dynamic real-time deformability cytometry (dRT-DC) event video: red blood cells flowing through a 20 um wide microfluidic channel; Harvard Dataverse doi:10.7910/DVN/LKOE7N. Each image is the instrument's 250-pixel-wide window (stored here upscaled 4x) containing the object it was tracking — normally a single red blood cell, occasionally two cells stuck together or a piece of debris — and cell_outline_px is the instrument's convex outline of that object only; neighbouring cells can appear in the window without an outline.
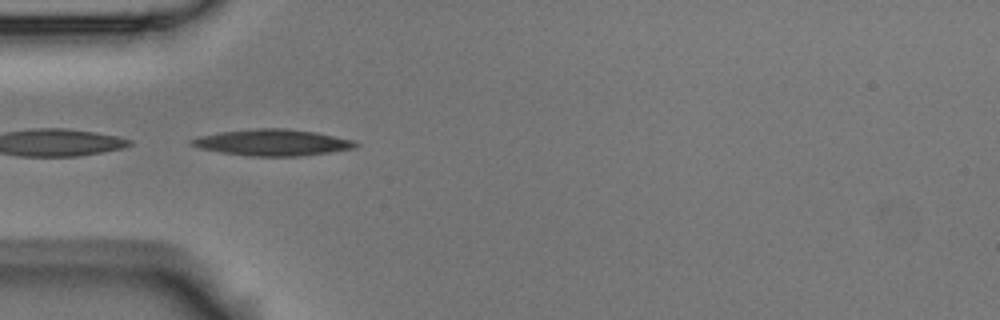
{"species": "Egyptian fruit bat (a non-hibernating species)", "species_latin": "Rousettus aegyptiacus", "temperature_condition": "room temperature", "stored_images_in_passage": 3, "camera_frame_rate_fps": 3000, "um_per_image_px": 0.085, "animal": {"sex": "male"}, "frame": {"image": 1, "passage_image": 1, "time_ms": 0.0, "image_size_px": [1000, 320], "cell_outline_px": [[360, 144], [356, 148], [300, 156], [248, 156], [220, 152], [200, 148], [188, 144], [188, 140], [200, 136], [220, 132], [256, 128], [288, 128], [316, 132], [352, 140]], "centroid_in_image_um": [23.14, 12.11], "position_along_channel_um": 61.9, "area_um2": 25.2}}